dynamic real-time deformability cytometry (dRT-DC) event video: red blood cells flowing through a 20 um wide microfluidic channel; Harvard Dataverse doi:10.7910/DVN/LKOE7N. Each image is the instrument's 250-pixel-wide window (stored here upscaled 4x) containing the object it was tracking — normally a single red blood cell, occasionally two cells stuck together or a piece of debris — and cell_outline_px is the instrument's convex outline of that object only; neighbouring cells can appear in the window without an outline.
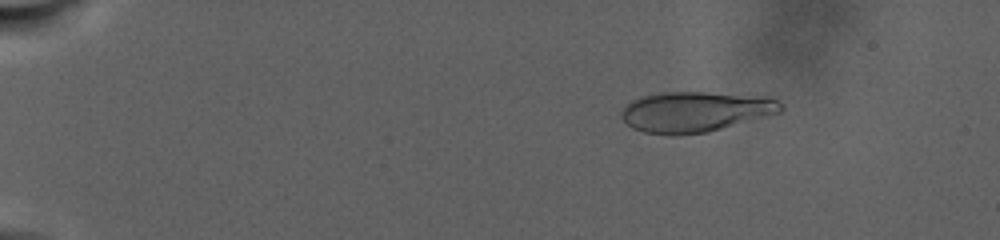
{"species": "human", "species_latin": "Homo sapiens", "temperature_condition": "warm", "stored_images_in_passage": 52, "camera_frame_rate_fps": 3000, "um_per_image_px": 0.085, "donor": {"sex": "male"}, "frame": {"image": 1, "passage_image": 6, "time_ms": 5.333, "image_size_px": [1000, 240], "cell_outline_px": [[784, 108], [780, 112], [708, 132], [676, 136], [672, 136], [644, 132], [632, 128], [620, 116], [620, 112], [632, 100], [640, 96], [664, 92], [708, 92], [776, 100], [784, 104]], "centroid_in_image_um": [59.0, 9.52], "position_along_channel_um": 26.0, "area_um2": 37.05}}
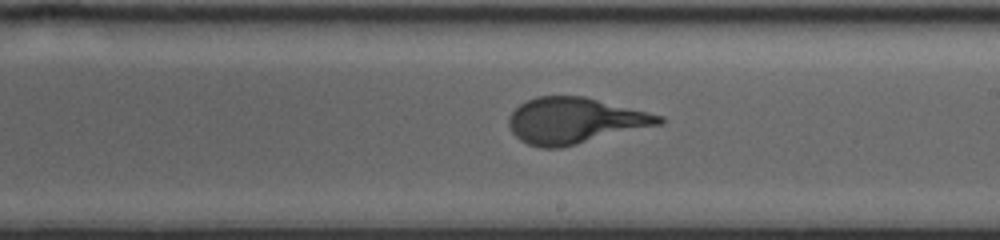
{"frame": {"image": 2, "passage_image": 31, "time_ms": 21.0, "image_size_px": [1000, 240], "cell_outline_px": [[664, 124], [560, 148], [540, 148], [528, 144], [520, 140], [508, 128], [508, 116], [520, 104], [536, 96], [584, 96], [664, 116]], "centroid_in_image_um": [48.86, 10.26], "position_along_channel_um": 240.1, "area_um2": 40.4}}
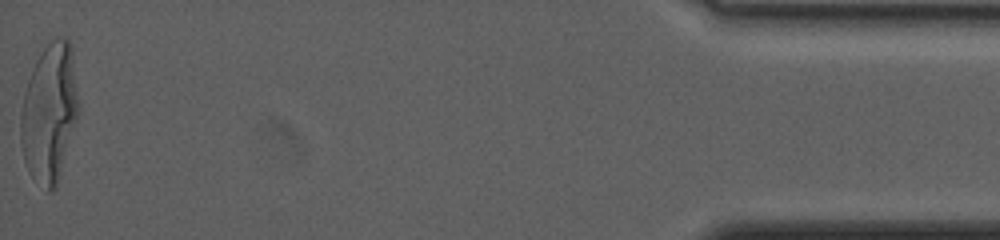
{"frame": {"image": 3, "passage_image": 52, "time_ms": 33.667, "image_size_px": [1000, 240], "cell_outline_px": [[80, 112], [56, 188], [52, 192], [48, 192], [28, 172], [24, 160], [20, 140], [20, 112], [24, 92], [32, 68], [36, 60], [44, 48], [52, 40], [68, 40], [72, 44], [80, 108]], "centroid_in_image_um": [4.22, 9.61], "position_along_channel_um": 431.0, "area_um2": 47.16}}